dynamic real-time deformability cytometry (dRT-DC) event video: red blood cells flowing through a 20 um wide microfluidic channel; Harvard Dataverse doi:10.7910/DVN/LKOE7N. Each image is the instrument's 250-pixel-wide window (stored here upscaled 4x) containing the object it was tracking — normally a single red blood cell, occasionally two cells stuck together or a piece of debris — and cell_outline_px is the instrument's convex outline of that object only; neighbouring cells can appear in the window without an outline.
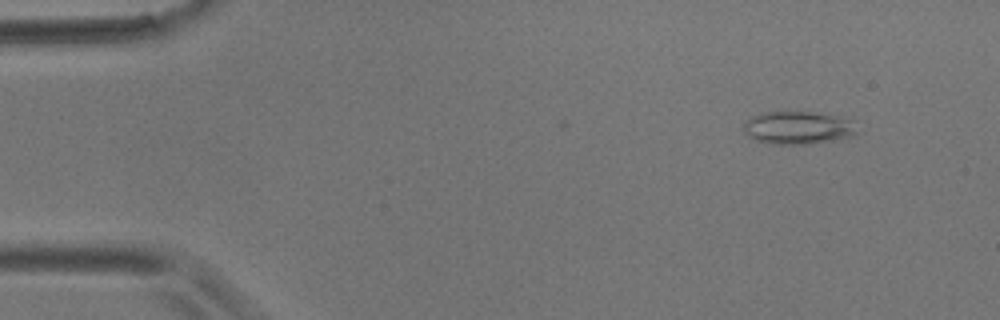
{"species": "common noctule bat (a hibernating species)", "species_latin": "Nyctalus noctula", "temperature_condition": "room temperature", "stored_images_in_passage": 4, "camera_frame_rate_fps": 3000, "um_per_image_px": 0.085, "animal": {"sex": "male", "body_mass_g": 17.9}, "frame": {"image": 1, "passage_image": 1, "time_ms": 0.0, "image_size_px": [1000, 320], "cell_outline_px": [[864, 132], [856, 136], [808, 144], [768, 144], [756, 140], [748, 136], [744, 132], [744, 124], [752, 116], [764, 112], [816, 112], [856, 120]], "centroid_in_image_um": [67.98, 10.86], "position_along_channel_um": 17.0, "area_um2": 22.37}}